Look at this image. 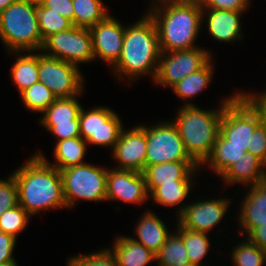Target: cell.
Wrapping results in <instances>:
<instances>
[{
    "mask_svg": "<svg viewBox=\"0 0 266 266\" xmlns=\"http://www.w3.org/2000/svg\"><path fill=\"white\" fill-rule=\"evenodd\" d=\"M18 188L19 205L33 216L39 211L67 207L61 172L36 153L11 174Z\"/></svg>",
    "mask_w": 266,
    "mask_h": 266,
    "instance_id": "1",
    "label": "cell"
},
{
    "mask_svg": "<svg viewBox=\"0 0 266 266\" xmlns=\"http://www.w3.org/2000/svg\"><path fill=\"white\" fill-rule=\"evenodd\" d=\"M143 16L125 27L121 54L113 65L118 79L125 75L132 82L145 74L156 77L161 55L158 34L152 18L147 13Z\"/></svg>",
    "mask_w": 266,
    "mask_h": 266,
    "instance_id": "2",
    "label": "cell"
},
{
    "mask_svg": "<svg viewBox=\"0 0 266 266\" xmlns=\"http://www.w3.org/2000/svg\"><path fill=\"white\" fill-rule=\"evenodd\" d=\"M147 14L156 26L161 52L199 47L195 41L204 19L198 0L164 5Z\"/></svg>",
    "mask_w": 266,
    "mask_h": 266,
    "instance_id": "3",
    "label": "cell"
},
{
    "mask_svg": "<svg viewBox=\"0 0 266 266\" xmlns=\"http://www.w3.org/2000/svg\"><path fill=\"white\" fill-rule=\"evenodd\" d=\"M237 93L223 100L219 109L203 110L195 106H182L175 124L186 152L200 166L211 155L220 132L224 107Z\"/></svg>",
    "mask_w": 266,
    "mask_h": 266,
    "instance_id": "4",
    "label": "cell"
},
{
    "mask_svg": "<svg viewBox=\"0 0 266 266\" xmlns=\"http://www.w3.org/2000/svg\"><path fill=\"white\" fill-rule=\"evenodd\" d=\"M0 40L9 52L41 51L37 6L22 0L0 13Z\"/></svg>",
    "mask_w": 266,
    "mask_h": 266,
    "instance_id": "5",
    "label": "cell"
},
{
    "mask_svg": "<svg viewBox=\"0 0 266 266\" xmlns=\"http://www.w3.org/2000/svg\"><path fill=\"white\" fill-rule=\"evenodd\" d=\"M63 195L67 208L78 199L105 201L108 168L84 163L61 170Z\"/></svg>",
    "mask_w": 266,
    "mask_h": 266,
    "instance_id": "6",
    "label": "cell"
},
{
    "mask_svg": "<svg viewBox=\"0 0 266 266\" xmlns=\"http://www.w3.org/2000/svg\"><path fill=\"white\" fill-rule=\"evenodd\" d=\"M263 121L259 111L240 92L224 107L220 133L226 146L243 147L248 151L255 128Z\"/></svg>",
    "mask_w": 266,
    "mask_h": 266,
    "instance_id": "7",
    "label": "cell"
},
{
    "mask_svg": "<svg viewBox=\"0 0 266 266\" xmlns=\"http://www.w3.org/2000/svg\"><path fill=\"white\" fill-rule=\"evenodd\" d=\"M146 132V165L164 162H195L186 152L184 143L175 126L169 122H158L154 126L139 125Z\"/></svg>",
    "mask_w": 266,
    "mask_h": 266,
    "instance_id": "8",
    "label": "cell"
},
{
    "mask_svg": "<svg viewBox=\"0 0 266 266\" xmlns=\"http://www.w3.org/2000/svg\"><path fill=\"white\" fill-rule=\"evenodd\" d=\"M45 55L73 64L93 61L94 52L89 28H71L47 37L41 49Z\"/></svg>",
    "mask_w": 266,
    "mask_h": 266,
    "instance_id": "9",
    "label": "cell"
},
{
    "mask_svg": "<svg viewBox=\"0 0 266 266\" xmlns=\"http://www.w3.org/2000/svg\"><path fill=\"white\" fill-rule=\"evenodd\" d=\"M80 68L56 57L38 53V77L57 97H72L83 92V76Z\"/></svg>",
    "mask_w": 266,
    "mask_h": 266,
    "instance_id": "10",
    "label": "cell"
},
{
    "mask_svg": "<svg viewBox=\"0 0 266 266\" xmlns=\"http://www.w3.org/2000/svg\"><path fill=\"white\" fill-rule=\"evenodd\" d=\"M210 60L211 52L200 47L161 52L154 81L160 86L172 88L189 74L203 68Z\"/></svg>",
    "mask_w": 266,
    "mask_h": 266,
    "instance_id": "11",
    "label": "cell"
},
{
    "mask_svg": "<svg viewBox=\"0 0 266 266\" xmlns=\"http://www.w3.org/2000/svg\"><path fill=\"white\" fill-rule=\"evenodd\" d=\"M118 114L109 107L99 106L79 113L81 137L89 144L110 147L113 150L118 141L123 124Z\"/></svg>",
    "mask_w": 266,
    "mask_h": 266,
    "instance_id": "12",
    "label": "cell"
},
{
    "mask_svg": "<svg viewBox=\"0 0 266 266\" xmlns=\"http://www.w3.org/2000/svg\"><path fill=\"white\" fill-rule=\"evenodd\" d=\"M230 201L218 198L193 202L179 208L178 224L192 231L209 233L227 212Z\"/></svg>",
    "mask_w": 266,
    "mask_h": 266,
    "instance_id": "13",
    "label": "cell"
},
{
    "mask_svg": "<svg viewBox=\"0 0 266 266\" xmlns=\"http://www.w3.org/2000/svg\"><path fill=\"white\" fill-rule=\"evenodd\" d=\"M112 151L113 159L119 163L116 169L143 173L146 167V132L139 124L129 130L123 128Z\"/></svg>",
    "mask_w": 266,
    "mask_h": 266,
    "instance_id": "14",
    "label": "cell"
},
{
    "mask_svg": "<svg viewBox=\"0 0 266 266\" xmlns=\"http://www.w3.org/2000/svg\"><path fill=\"white\" fill-rule=\"evenodd\" d=\"M125 26L110 14L96 25L89 28L92 36L94 58H100L113 66L120 57Z\"/></svg>",
    "mask_w": 266,
    "mask_h": 266,
    "instance_id": "15",
    "label": "cell"
},
{
    "mask_svg": "<svg viewBox=\"0 0 266 266\" xmlns=\"http://www.w3.org/2000/svg\"><path fill=\"white\" fill-rule=\"evenodd\" d=\"M149 198L143 173L108 168L106 201L141 204Z\"/></svg>",
    "mask_w": 266,
    "mask_h": 266,
    "instance_id": "16",
    "label": "cell"
},
{
    "mask_svg": "<svg viewBox=\"0 0 266 266\" xmlns=\"http://www.w3.org/2000/svg\"><path fill=\"white\" fill-rule=\"evenodd\" d=\"M199 168L196 162H164L146 165L143 175L147 192L150 195L162 183L192 182Z\"/></svg>",
    "mask_w": 266,
    "mask_h": 266,
    "instance_id": "17",
    "label": "cell"
},
{
    "mask_svg": "<svg viewBox=\"0 0 266 266\" xmlns=\"http://www.w3.org/2000/svg\"><path fill=\"white\" fill-rule=\"evenodd\" d=\"M248 194L244 196L238 216V226L241 234L246 236L255 228L266 224V183L250 186Z\"/></svg>",
    "mask_w": 266,
    "mask_h": 266,
    "instance_id": "18",
    "label": "cell"
},
{
    "mask_svg": "<svg viewBox=\"0 0 266 266\" xmlns=\"http://www.w3.org/2000/svg\"><path fill=\"white\" fill-rule=\"evenodd\" d=\"M206 12L208 13L206 14ZM242 13L232 10L202 8V18L207 20L206 24L210 35L220 42H235L242 39V22H240Z\"/></svg>",
    "mask_w": 266,
    "mask_h": 266,
    "instance_id": "19",
    "label": "cell"
},
{
    "mask_svg": "<svg viewBox=\"0 0 266 266\" xmlns=\"http://www.w3.org/2000/svg\"><path fill=\"white\" fill-rule=\"evenodd\" d=\"M223 181L229 184H243L254 186L265 180V164L256 156L245 152L242 158L233 164L222 176Z\"/></svg>",
    "mask_w": 266,
    "mask_h": 266,
    "instance_id": "20",
    "label": "cell"
},
{
    "mask_svg": "<svg viewBox=\"0 0 266 266\" xmlns=\"http://www.w3.org/2000/svg\"><path fill=\"white\" fill-rule=\"evenodd\" d=\"M135 231L138 240L131 238L144 245L154 254L159 251L170 234L163 220L149 210L141 216Z\"/></svg>",
    "mask_w": 266,
    "mask_h": 266,
    "instance_id": "21",
    "label": "cell"
},
{
    "mask_svg": "<svg viewBox=\"0 0 266 266\" xmlns=\"http://www.w3.org/2000/svg\"><path fill=\"white\" fill-rule=\"evenodd\" d=\"M115 256L119 266H146L156 261V255L131 237L119 236L113 248H108Z\"/></svg>",
    "mask_w": 266,
    "mask_h": 266,
    "instance_id": "22",
    "label": "cell"
},
{
    "mask_svg": "<svg viewBox=\"0 0 266 266\" xmlns=\"http://www.w3.org/2000/svg\"><path fill=\"white\" fill-rule=\"evenodd\" d=\"M86 143L87 142L81 136L57 141L54 148V157L56 161H54L55 163H48L59 171L87 163L83 161L87 151Z\"/></svg>",
    "mask_w": 266,
    "mask_h": 266,
    "instance_id": "23",
    "label": "cell"
},
{
    "mask_svg": "<svg viewBox=\"0 0 266 266\" xmlns=\"http://www.w3.org/2000/svg\"><path fill=\"white\" fill-rule=\"evenodd\" d=\"M78 96L56 98L43 112V116L40 117V123L43 127L49 131L56 123L71 122V119H79L82 106L77 100Z\"/></svg>",
    "mask_w": 266,
    "mask_h": 266,
    "instance_id": "24",
    "label": "cell"
},
{
    "mask_svg": "<svg viewBox=\"0 0 266 266\" xmlns=\"http://www.w3.org/2000/svg\"><path fill=\"white\" fill-rule=\"evenodd\" d=\"M211 62L210 60L203 68L189 74L171 88L177 97L186 99L184 106H195V104L187 101L200 94L210 84L214 66Z\"/></svg>",
    "mask_w": 266,
    "mask_h": 266,
    "instance_id": "25",
    "label": "cell"
},
{
    "mask_svg": "<svg viewBox=\"0 0 266 266\" xmlns=\"http://www.w3.org/2000/svg\"><path fill=\"white\" fill-rule=\"evenodd\" d=\"M245 148L226 146V138L219 132L211 155L201 165L208 164L220 177L245 153Z\"/></svg>",
    "mask_w": 266,
    "mask_h": 266,
    "instance_id": "26",
    "label": "cell"
},
{
    "mask_svg": "<svg viewBox=\"0 0 266 266\" xmlns=\"http://www.w3.org/2000/svg\"><path fill=\"white\" fill-rule=\"evenodd\" d=\"M17 53L18 58L16 63L11 68V77L14 83L17 85L18 90L23 92L34 83L39 82L38 77V51L34 54L33 51H26L25 54L21 52H9Z\"/></svg>",
    "mask_w": 266,
    "mask_h": 266,
    "instance_id": "27",
    "label": "cell"
},
{
    "mask_svg": "<svg viewBox=\"0 0 266 266\" xmlns=\"http://www.w3.org/2000/svg\"><path fill=\"white\" fill-rule=\"evenodd\" d=\"M72 2L73 25L76 27L90 28L109 15L102 0H72Z\"/></svg>",
    "mask_w": 266,
    "mask_h": 266,
    "instance_id": "28",
    "label": "cell"
},
{
    "mask_svg": "<svg viewBox=\"0 0 266 266\" xmlns=\"http://www.w3.org/2000/svg\"><path fill=\"white\" fill-rule=\"evenodd\" d=\"M155 255L159 266H182L189 263L185 244L178 232H171Z\"/></svg>",
    "mask_w": 266,
    "mask_h": 266,
    "instance_id": "29",
    "label": "cell"
},
{
    "mask_svg": "<svg viewBox=\"0 0 266 266\" xmlns=\"http://www.w3.org/2000/svg\"><path fill=\"white\" fill-rule=\"evenodd\" d=\"M176 227L185 244L189 262L202 266L201 261L209 252V248H211L208 234L186 229L179 224Z\"/></svg>",
    "mask_w": 266,
    "mask_h": 266,
    "instance_id": "30",
    "label": "cell"
},
{
    "mask_svg": "<svg viewBox=\"0 0 266 266\" xmlns=\"http://www.w3.org/2000/svg\"><path fill=\"white\" fill-rule=\"evenodd\" d=\"M192 182L162 183L150 195L154 203L164 206H177L190 193Z\"/></svg>",
    "mask_w": 266,
    "mask_h": 266,
    "instance_id": "31",
    "label": "cell"
},
{
    "mask_svg": "<svg viewBox=\"0 0 266 266\" xmlns=\"http://www.w3.org/2000/svg\"><path fill=\"white\" fill-rule=\"evenodd\" d=\"M23 104L28 110L43 113L57 98L46 85L41 82L20 93Z\"/></svg>",
    "mask_w": 266,
    "mask_h": 266,
    "instance_id": "32",
    "label": "cell"
},
{
    "mask_svg": "<svg viewBox=\"0 0 266 266\" xmlns=\"http://www.w3.org/2000/svg\"><path fill=\"white\" fill-rule=\"evenodd\" d=\"M37 15L43 41L50 35L65 31L73 26L72 22L60 15V13L51 11L50 8L42 5L37 6Z\"/></svg>",
    "mask_w": 266,
    "mask_h": 266,
    "instance_id": "33",
    "label": "cell"
},
{
    "mask_svg": "<svg viewBox=\"0 0 266 266\" xmlns=\"http://www.w3.org/2000/svg\"><path fill=\"white\" fill-rule=\"evenodd\" d=\"M232 250L235 266H263L266 263V252L247 238Z\"/></svg>",
    "mask_w": 266,
    "mask_h": 266,
    "instance_id": "34",
    "label": "cell"
},
{
    "mask_svg": "<svg viewBox=\"0 0 266 266\" xmlns=\"http://www.w3.org/2000/svg\"><path fill=\"white\" fill-rule=\"evenodd\" d=\"M30 215L26 210L17 205L6 210L0 216V230L6 234L12 235L17 239L18 234L27 227Z\"/></svg>",
    "mask_w": 266,
    "mask_h": 266,
    "instance_id": "35",
    "label": "cell"
},
{
    "mask_svg": "<svg viewBox=\"0 0 266 266\" xmlns=\"http://www.w3.org/2000/svg\"><path fill=\"white\" fill-rule=\"evenodd\" d=\"M67 266H119L115 256L108 248L87 255L71 257Z\"/></svg>",
    "mask_w": 266,
    "mask_h": 266,
    "instance_id": "36",
    "label": "cell"
},
{
    "mask_svg": "<svg viewBox=\"0 0 266 266\" xmlns=\"http://www.w3.org/2000/svg\"><path fill=\"white\" fill-rule=\"evenodd\" d=\"M19 205L18 188L15 178L0 180V216L8 209Z\"/></svg>",
    "mask_w": 266,
    "mask_h": 266,
    "instance_id": "37",
    "label": "cell"
},
{
    "mask_svg": "<svg viewBox=\"0 0 266 266\" xmlns=\"http://www.w3.org/2000/svg\"><path fill=\"white\" fill-rule=\"evenodd\" d=\"M251 137L252 141L247 152L259 158L266 165V123L264 121L255 128Z\"/></svg>",
    "mask_w": 266,
    "mask_h": 266,
    "instance_id": "38",
    "label": "cell"
},
{
    "mask_svg": "<svg viewBox=\"0 0 266 266\" xmlns=\"http://www.w3.org/2000/svg\"><path fill=\"white\" fill-rule=\"evenodd\" d=\"M202 8L232 10L245 12L250 5L249 0H198Z\"/></svg>",
    "mask_w": 266,
    "mask_h": 266,
    "instance_id": "39",
    "label": "cell"
},
{
    "mask_svg": "<svg viewBox=\"0 0 266 266\" xmlns=\"http://www.w3.org/2000/svg\"><path fill=\"white\" fill-rule=\"evenodd\" d=\"M49 132L53 133L58 141L79 137V119H71V122L56 123Z\"/></svg>",
    "mask_w": 266,
    "mask_h": 266,
    "instance_id": "40",
    "label": "cell"
},
{
    "mask_svg": "<svg viewBox=\"0 0 266 266\" xmlns=\"http://www.w3.org/2000/svg\"><path fill=\"white\" fill-rule=\"evenodd\" d=\"M16 242L15 237L0 230V263L16 262L13 257Z\"/></svg>",
    "mask_w": 266,
    "mask_h": 266,
    "instance_id": "41",
    "label": "cell"
},
{
    "mask_svg": "<svg viewBox=\"0 0 266 266\" xmlns=\"http://www.w3.org/2000/svg\"><path fill=\"white\" fill-rule=\"evenodd\" d=\"M42 6L60 13V15L70 20L73 24L74 8L72 0H44Z\"/></svg>",
    "mask_w": 266,
    "mask_h": 266,
    "instance_id": "42",
    "label": "cell"
},
{
    "mask_svg": "<svg viewBox=\"0 0 266 266\" xmlns=\"http://www.w3.org/2000/svg\"><path fill=\"white\" fill-rule=\"evenodd\" d=\"M246 238L266 252V224H262V227L253 229Z\"/></svg>",
    "mask_w": 266,
    "mask_h": 266,
    "instance_id": "43",
    "label": "cell"
},
{
    "mask_svg": "<svg viewBox=\"0 0 266 266\" xmlns=\"http://www.w3.org/2000/svg\"><path fill=\"white\" fill-rule=\"evenodd\" d=\"M248 101L259 111L260 115H266V90L258 96L256 94L241 92Z\"/></svg>",
    "mask_w": 266,
    "mask_h": 266,
    "instance_id": "44",
    "label": "cell"
},
{
    "mask_svg": "<svg viewBox=\"0 0 266 266\" xmlns=\"http://www.w3.org/2000/svg\"><path fill=\"white\" fill-rule=\"evenodd\" d=\"M191 0H154L152 1V6L150 7L151 9H148L150 11L156 9V8H159L161 6H164V5H168V4H177V3H185V2H189ZM160 2V3H159Z\"/></svg>",
    "mask_w": 266,
    "mask_h": 266,
    "instance_id": "45",
    "label": "cell"
},
{
    "mask_svg": "<svg viewBox=\"0 0 266 266\" xmlns=\"http://www.w3.org/2000/svg\"><path fill=\"white\" fill-rule=\"evenodd\" d=\"M17 0H0V13L7 9L12 3Z\"/></svg>",
    "mask_w": 266,
    "mask_h": 266,
    "instance_id": "46",
    "label": "cell"
},
{
    "mask_svg": "<svg viewBox=\"0 0 266 266\" xmlns=\"http://www.w3.org/2000/svg\"><path fill=\"white\" fill-rule=\"evenodd\" d=\"M25 1L29 4L35 5V6H39L42 5L44 3V0H22Z\"/></svg>",
    "mask_w": 266,
    "mask_h": 266,
    "instance_id": "47",
    "label": "cell"
},
{
    "mask_svg": "<svg viewBox=\"0 0 266 266\" xmlns=\"http://www.w3.org/2000/svg\"><path fill=\"white\" fill-rule=\"evenodd\" d=\"M0 266H18L16 262H3L0 263Z\"/></svg>",
    "mask_w": 266,
    "mask_h": 266,
    "instance_id": "48",
    "label": "cell"
},
{
    "mask_svg": "<svg viewBox=\"0 0 266 266\" xmlns=\"http://www.w3.org/2000/svg\"><path fill=\"white\" fill-rule=\"evenodd\" d=\"M182 266H198V265H196V264H192V263H187V264H184V265H182Z\"/></svg>",
    "mask_w": 266,
    "mask_h": 266,
    "instance_id": "49",
    "label": "cell"
},
{
    "mask_svg": "<svg viewBox=\"0 0 266 266\" xmlns=\"http://www.w3.org/2000/svg\"><path fill=\"white\" fill-rule=\"evenodd\" d=\"M263 118V121L266 123V115H261Z\"/></svg>",
    "mask_w": 266,
    "mask_h": 266,
    "instance_id": "50",
    "label": "cell"
},
{
    "mask_svg": "<svg viewBox=\"0 0 266 266\" xmlns=\"http://www.w3.org/2000/svg\"><path fill=\"white\" fill-rule=\"evenodd\" d=\"M265 167H266V165H265ZM264 182L266 183V168H265V180H264Z\"/></svg>",
    "mask_w": 266,
    "mask_h": 266,
    "instance_id": "51",
    "label": "cell"
}]
</instances>
